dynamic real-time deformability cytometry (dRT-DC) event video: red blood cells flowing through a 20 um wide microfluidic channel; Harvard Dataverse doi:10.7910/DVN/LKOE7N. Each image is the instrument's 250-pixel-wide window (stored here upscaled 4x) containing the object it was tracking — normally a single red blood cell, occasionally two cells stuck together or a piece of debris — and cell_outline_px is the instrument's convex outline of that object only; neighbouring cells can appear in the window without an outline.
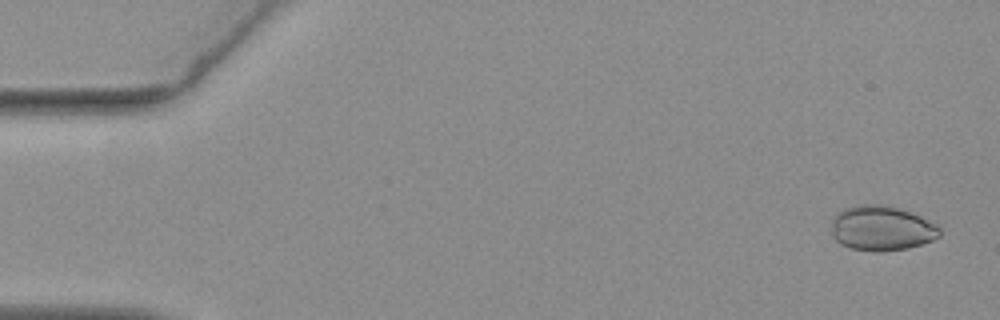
{"species": "common noctule bat (a hibernating species)", "species_latin": "Nyctalus noctula", "temperature_condition": "warm", "stored_images_in_passage": 55, "camera_frame_rate_fps": 3000, "um_per_image_px": 0.085, "animal": {"sex": "female", "body_mass_g": 19.3, "forearm_length_mm": 54.1}, "frame": {"image": 1, "passage_image": 2, "time_ms": 0.333, "image_size_px": [1000, 320], "cell_outline_px": [[940, 236], [932, 240], [908, 248], [880, 252], [872, 252], [852, 248], [840, 244], [832, 236], [832, 220], [844, 208], [856, 204], [880, 204], [896, 208], [920, 216], [936, 224], [940, 228]], "centroid_in_image_um": [74.92, 19.41], "position_along_channel_um": 10.1, "area_um2": 28.21}}
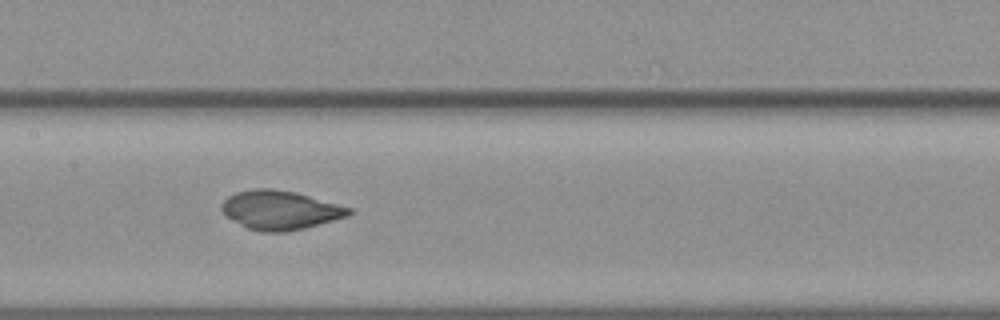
{"frame": {"image": 2, "passage_image": 27, "time_ms": 8.667, "image_size_px": [1000, 320], "cell_outline_px": [[352, 212], [348, 216], [304, 228], [288, 232], [260, 232], [248, 228], [240, 224], [228, 216], [220, 208], [220, 204], [228, 196], [236, 192], [252, 188], [272, 188], [296, 192], [352, 208]], "centroid_in_image_um": [23.8, 17.85], "position_along_channel_um": 183.6, "area_um2": 28.84}}
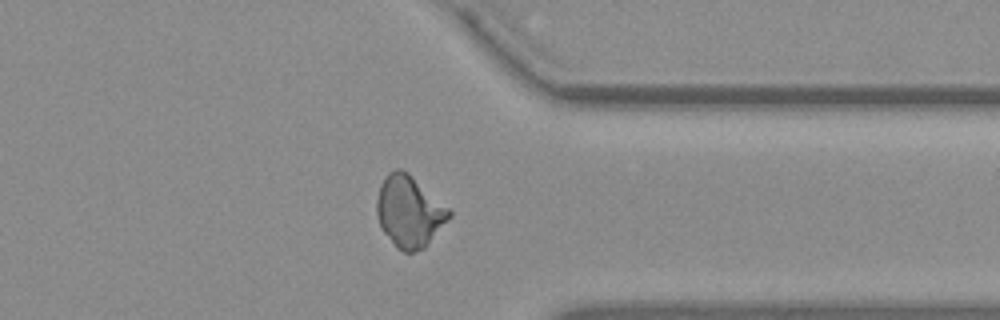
{"frame": {"image": 3, "passage_image": 43, "time_ms": 14.0, "image_size_px": [1000, 320], "cell_outline_px": [[452, 216], [424, 248], [412, 252], [404, 252], [380, 228], [376, 212], [376, 200], [380, 184], [388, 172], [396, 168], [400, 168], [408, 172], [448, 208], [452, 212]], "centroid_in_image_um": [34.77, 17.95], "position_along_channel_um": 376.6, "area_um2": 29.82}}